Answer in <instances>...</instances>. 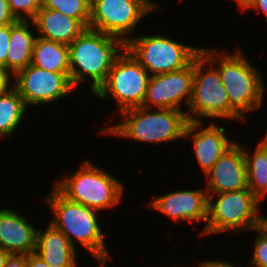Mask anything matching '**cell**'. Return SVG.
I'll return each mask as SVG.
<instances>
[{"label":"cell","mask_w":267,"mask_h":267,"mask_svg":"<svg viewBox=\"0 0 267 267\" xmlns=\"http://www.w3.org/2000/svg\"><path fill=\"white\" fill-rule=\"evenodd\" d=\"M217 48L203 46L201 53L218 69L230 106L246 121L249 112H257L264 104L266 80L240 46L234 52Z\"/></svg>","instance_id":"cell-1"},{"label":"cell","mask_w":267,"mask_h":267,"mask_svg":"<svg viewBox=\"0 0 267 267\" xmlns=\"http://www.w3.org/2000/svg\"><path fill=\"white\" fill-rule=\"evenodd\" d=\"M50 188L41 200L52 213L49 223L59 229L75 249L78 250L77 244H80L87 254L89 252L98 267H108L113 256L106 245L108 242L100 224V212L68 200L53 185Z\"/></svg>","instance_id":"cell-2"},{"label":"cell","mask_w":267,"mask_h":267,"mask_svg":"<svg viewBox=\"0 0 267 267\" xmlns=\"http://www.w3.org/2000/svg\"><path fill=\"white\" fill-rule=\"evenodd\" d=\"M116 123L99 129L101 136L116 137L133 142L148 144H171L184 139L185 129L189 122L187 113L177 109H155L135 107L119 113Z\"/></svg>","instance_id":"cell-3"},{"label":"cell","mask_w":267,"mask_h":267,"mask_svg":"<svg viewBox=\"0 0 267 267\" xmlns=\"http://www.w3.org/2000/svg\"><path fill=\"white\" fill-rule=\"evenodd\" d=\"M70 81L76 89L86 83L93 95L106 81L115 59L125 49L118 37L86 28L69 46Z\"/></svg>","instance_id":"cell-4"},{"label":"cell","mask_w":267,"mask_h":267,"mask_svg":"<svg viewBox=\"0 0 267 267\" xmlns=\"http://www.w3.org/2000/svg\"><path fill=\"white\" fill-rule=\"evenodd\" d=\"M89 160L81 162L72 175L65 172L52 185L68 200L98 212L117 209L122 204L126 185L115 174L96 166V161L94 164Z\"/></svg>","instance_id":"cell-5"},{"label":"cell","mask_w":267,"mask_h":267,"mask_svg":"<svg viewBox=\"0 0 267 267\" xmlns=\"http://www.w3.org/2000/svg\"><path fill=\"white\" fill-rule=\"evenodd\" d=\"M261 204L248 188L208 195V216L201 237L228 231L244 233L261 226L266 220L260 214Z\"/></svg>","instance_id":"cell-6"},{"label":"cell","mask_w":267,"mask_h":267,"mask_svg":"<svg viewBox=\"0 0 267 267\" xmlns=\"http://www.w3.org/2000/svg\"><path fill=\"white\" fill-rule=\"evenodd\" d=\"M186 113L189 121L245 122L230 106L218 69L202 53L194 59L192 95Z\"/></svg>","instance_id":"cell-7"},{"label":"cell","mask_w":267,"mask_h":267,"mask_svg":"<svg viewBox=\"0 0 267 267\" xmlns=\"http://www.w3.org/2000/svg\"><path fill=\"white\" fill-rule=\"evenodd\" d=\"M202 47L184 44L160 33H137L125 44L151 76L184 69L201 53Z\"/></svg>","instance_id":"cell-8"},{"label":"cell","mask_w":267,"mask_h":267,"mask_svg":"<svg viewBox=\"0 0 267 267\" xmlns=\"http://www.w3.org/2000/svg\"><path fill=\"white\" fill-rule=\"evenodd\" d=\"M150 77L149 72L125 48L115 59L106 81L92 96L97 101L114 99L117 114L130 108L142 107Z\"/></svg>","instance_id":"cell-9"},{"label":"cell","mask_w":267,"mask_h":267,"mask_svg":"<svg viewBox=\"0 0 267 267\" xmlns=\"http://www.w3.org/2000/svg\"><path fill=\"white\" fill-rule=\"evenodd\" d=\"M160 7L154 0H91L88 28L118 37L126 44L144 17Z\"/></svg>","instance_id":"cell-10"},{"label":"cell","mask_w":267,"mask_h":267,"mask_svg":"<svg viewBox=\"0 0 267 267\" xmlns=\"http://www.w3.org/2000/svg\"><path fill=\"white\" fill-rule=\"evenodd\" d=\"M13 83L29 109L55 105L76 91L70 81V74L46 71L32 64L18 71L13 76Z\"/></svg>","instance_id":"cell-11"},{"label":"cell","mask_w":267,"mask_h":267,"mask_svg":"<svg viewBox=\"0 0 267 267\" xmlns=\"http://www.w3.org/2000/svg\"><path fill=\"white\" fill-rule=\"evenodd\" d=\"M193 79L194 60L184 69L152 75L142 107L177 109L187 112L192 95Z\"/></svg>","instance_id":"cell-12"},{"label":"cell","mask_w":267,"mask_h":267,"mask_svg":"<svg viewBox=\"0 0 267 267\" xmlns=\"http://www.w3.org/2000/svg\"><path fill=\"white\" fill-rule=\"evenodd\" d=\"M203 187L197 189H176L150 199L148 209L170 218L176 223H204L199 236L204 232L208 216V194ZM194 222V223H193Z\"/></svg>","instance_id":"cell-13"},{"label":"cell","mask_w":267,"mask_h":267,"mask_svg":"<svg viewBox=\"0 0 267 267\" xmlns=\"http://www.w3.org/2000/svg\"><path fill=\"white\" fill-rule=\"evenodd\" d=\"M208 122L205 124V121H189L184 134V139L187 138L188 140L189 138L192 141L188 143H192V151L196 157L194 159H196V163L204 175L222 154L236 142V140L229 138L224 126L217 125L219 121Z\"/></svg>","instance_id":"cell-14"},{"label":"cell","mask_w":267,"mask_h":267,"mask_svg":"<svg viewBox=\"0 0 267 267\" xmlns=\"http://www.w3.org/2000/svg\"><path fill=\"white\" fill-rule=\"evenodd\" d=\"M208 195L248 188L243 144L235 142L204 175Z\"/></svg>","instance_id":"cell-15"},{"label":"cell","mask_w":267,"mask_h":267,"mask_svg":"<svg viewBox=\"0 0 267 267\" xmlns=\"http://www.w3.org/2000/svg\"><path fill=\"white\" fill-rule=\"evenodd\" d=\"M38 228L26 214L9 207L0 208V247L10 254L35 252Z\"/></svg>","instance_id":"cell-16"},{"label":"cell","mask_w":267,"mask_h":267,"mask_svg":"<svg viewBox=\"0 0 267 267\" xmlns=\"http://www.w3.org/2000/svg\"><path fill=\"white\" fill-rule=\"evenodd\" d=\"M38 227L35 253L51 267H78V250L68 238L51 223Z\"/></svg>","instance_id":"cell-17"},{"label":"cell","mask_w":267,"mask_h":267,"mask_svg":"<svg viewBox=\"0 0 267 267\" xmlns=\"http://www.w3.org/2000/svg\"><path fill=\"white\" fill-rule=\"evenodd\" d=\"M33 22L37 36L68 46L86 29L79 20L43 7L37 12Z\"/></svg>","instance_id":"cell-18"},{"label":"cell","mask_w":267,"mask_h":267,"mask_svg":"<svg viewBox=\"0 0 267 267\" xmlns=\"http://www.w3.org/2000/svg\"><path fill=\"white\" fill-rule=\"evenodd\" d=\"M36 36L33 20H17L10 24L7 71L13 76L32 63Z\"/></svg>","instance_id":"cell-19"},{"label":"cell","mask_w":267,"mask_h":267,"mask_svg":"<svg viewBox=\"0 0 267 267\" xmlns=\"http://www.w3.org/2000/svg\"><path fill=\"white\" fill-rule=\"evenodd\" d=\"M31 64L46 71L70 74L68 45L36 36Z\"/></svg>","instance_id":"cell-20"},{"label":"cell","mask_w":267,"mask_h":267,"mask_svg":"<svg viewBox=\"0 0 267 267\" xmlns=\"http://www.w3.org/2000/svg\"><path fill=\"white\" fill-rule=\"evenodd\" d=\"M243 145L248 189L261 201L267 195V143L259 140L255 149L248 152Z\"/></svg>","instance_id":"cell-21"},{"label":"cell","mask_w":267,"mask_h":267,"mask_svg":"<svg viewBox=\"0 0 267 267\" xmlns=\"http://www.w3.org/2000/svg\"><path fill=\"white\" fill-rule=\"evenodd\" d=\"M25 101L13 87L4 95L0 96V137L10 138L24 124V118L28 115ZM7 136V138H6Z\"/></svg>","instance_id":"cell-22"},{"label":"cell","mask_w":267,"mask_h":267,"mask_svg":"<svg viewBox=\"0 0 267 267\" xmlns=\"http://www.w3.org/2000/svg\"><path fill=\"white\" fill-rule=\"evenodd\" d=\"M42 7L57 10L89 27L91 0H42Z\"/></svg>","instance_id":"cell-23"},{"label":"cell","mask_w":267,"mask_h":267,"mask_svg":"<svg viewBox=\"0 0 267 267\" xmlns=\"http://www.w3.org/2000/svg\"><path fill=\"white\" fill-rule=\"evenodd\" d=\"M258 236L254 238L252 246L250 263L248 267H267V223L264 222L261 226L250 231Z\"/></svg>","instance_id":"cell-24"},{"label":"cell","mask_w":267,"mask_h":267,"mask_svg":"<svg viewBox=\"0 0 267 267\" xmlns=\"http://www.w3.org/2000/svg\"><path fill=\"white\" fill-rule=\"evenodd\" d=\"M8 3L17 20H33L42 8V0H8Z\"/></svg>","instance_id":"cell-25"},{"label":"cell","mask_w":267,"mask_h":267,"mask_svg":"<svg viewBox=\"0 0 267 267\" xmlns=\"http://www.w3.org/2000/svg\"><path fill=\"white\" fill-rule=\"evenodd\" d=\"M10 39V24L0 27V65L7 70V55Z\"/></svg>","instance_id":"cell-26"},{"label":"cell","mask_w":267,"mask_h":267,"mask_svg":"<svg viewBox=\"0 0 267 267\" xmlns=\"http://www.w3.org/2000/svg\"><path fill=\"white\" fill-rule=\"evenodd\" d=\"M17 19L11 13L8 0H0V27L15 23Z\"/></svg>","instance_id":"cell-27"},{"label":"cell","mask_w":267,"mask_h":267,"mask_svg":"<svg viewBox=\"0 0 267 267\" xmlns=\"http://www.w3.org/2000/svg\"><path fill=\"white\" fill-rule=\"evenodd\" d=\"M13 75L0 65V96L13 88Z\"/></svg>","instance_id":"cell-28"},{"label":"cell","mask_w":267,"mask_h":267,"mask_svg":"<svg viewBox=\"0 0 267 267\" xmlns=\"http://www.w3.org/2000/svg\"><path fill=\"white\" fill-rule=\"evenodd\" d=\"M197 267H239L237 264L235 265L234 262L232 263L231 260H221V259H208L202 260L197 262Z\"/></svg>","instance_id":"cell-29"},{"label":"cell","mask_w":267,"mask_h":267,"mask_svg":"<svg viewBox=\"0 0 267 267\" xmlns=\"http://www.w3.org/2000/svg\"><path fill=\"white\" fill-rule=\"evenodd\" d=\"M26 267H51L35 252L26 255Z\"/></svg>","instance_id":"cell-30"},{"label":"cell","mask_w":267,"mask_h":267,"mask_svg":"<svg viewBox=\"0 0 267 267\" xmlns=\"http://www.w3.org/2000/svg\"><path fill=\"white\" fill-rule=\"evenodd\" d=\"M4 267H26V255L11 254Z\"/></svg>","instance_id":"cell-31"},{"label":"cell","mask_w":267,"mask_h":267,"mask_svg":"<svg viewBox=\"0 0 267 267\" xmlns=\"http://www.w3.org/2000/svg\"><path fill=\"white\" fill-rule=\"evenodd\" d=\"M250 10L258 14L262 12L261 14L267 19V0H257Z\"/></svg>","instance_id":"cell-32"},{"label":"cell","mask_w":267,"mask_h":267,"mask_svg":"<svg viewBox=\"0 0 267 267\" xmlns=\"http://www.w3.org/2000/svg\"><path fill=\"white\" fill-rule=\"evenodd\" d=\"M234 1L240 12L243 11L246 12L247 10H248L247 12H249L251 7L256 3L257 0H234Z\"/></svg>","instance_id":"cell-33"},{"label":"cell","mask_w":267,"mask_h":267,"mask_svg":"<svg viewBox=\"0 0 267 267\" xmlns=\"http://www.w3.org/2000/svg\"><path fill=\"white\" fill-rule=\"evenodd\" d=\"M11 254L0 247V267H4L7 259L9 258Z\"/></svg>","instance_id":"cell-34"},{"label":"cell","mask_w":267,"mask_h":267,"mask_svg":"<svg viewBox=\"0 0 267 267\" xmlns=\"http://www.w3.org/2000/svg\"><path fill=\"white\" fill-rule=\"evenodd\" d=\"M263 141H265L267 143V132H265V135L263 136Z\"/></svg>","instance_id":"cell-35"}]
</instances>
